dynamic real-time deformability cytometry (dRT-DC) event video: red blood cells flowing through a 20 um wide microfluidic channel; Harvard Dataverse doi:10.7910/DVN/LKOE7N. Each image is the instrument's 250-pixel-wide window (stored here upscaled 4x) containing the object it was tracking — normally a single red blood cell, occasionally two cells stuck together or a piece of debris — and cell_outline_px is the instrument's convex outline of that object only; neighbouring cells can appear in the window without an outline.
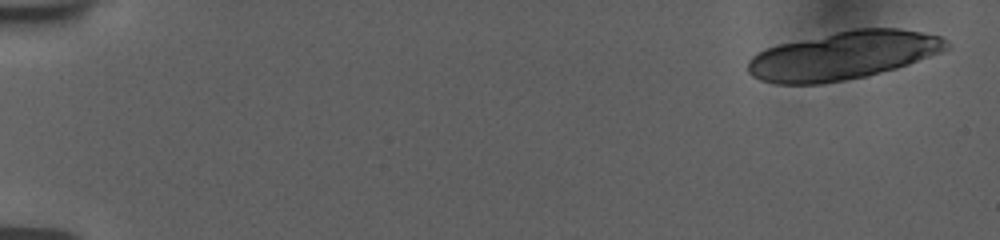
{"species": "human", "species_latin": "Homo sapiens", "temperature_condition": "room temperature", "stored_images_in_passage": 8, "camera_frame_rate_fps": 3000, "um_per_image_px": 0.085, "donor": {"sex": "female"}, "frame": {"image": 1, "passage_image": 1, "time_ms": 0.0, "image_size_px": [1000, 240], "cell_outline_px": [[948, 48], [940, 52], [908, 64], [896, 68], [868, 76], [820, 84], [776, 84], [760, 80], [752, 76], [748, 72], [748, 60], [752, 56], [768, 48], [780, 44], [852, 28], [900, 28], [940, 36], [948, 40]], "centroid_in_image_um": [71.67, 4.72], "position_along_channel_um": 13.3, "area_um2": 55.6}}
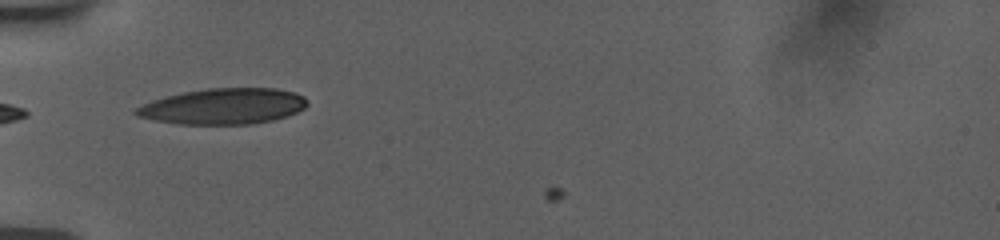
{"frame": {"image": 2, "passage_image": 7, "time_ms": 6.0, "image_size_px": [1000, 240], "cell_outline_px": [[308, 104], [304, 108], [288, 116], [272, 120], [248, 124], [180, 124], [156, 120], [136, 116], [132, 112], [136, 108], [152, 100], [164, 96], [184, 92], [208, 88], [276, 88], [296, 92], [304, 96], [308, 100]], "centroid_in_image_um": [19.01, 9.03], "position_along_channel_um": 66.0, "area_um2": 35.84}}